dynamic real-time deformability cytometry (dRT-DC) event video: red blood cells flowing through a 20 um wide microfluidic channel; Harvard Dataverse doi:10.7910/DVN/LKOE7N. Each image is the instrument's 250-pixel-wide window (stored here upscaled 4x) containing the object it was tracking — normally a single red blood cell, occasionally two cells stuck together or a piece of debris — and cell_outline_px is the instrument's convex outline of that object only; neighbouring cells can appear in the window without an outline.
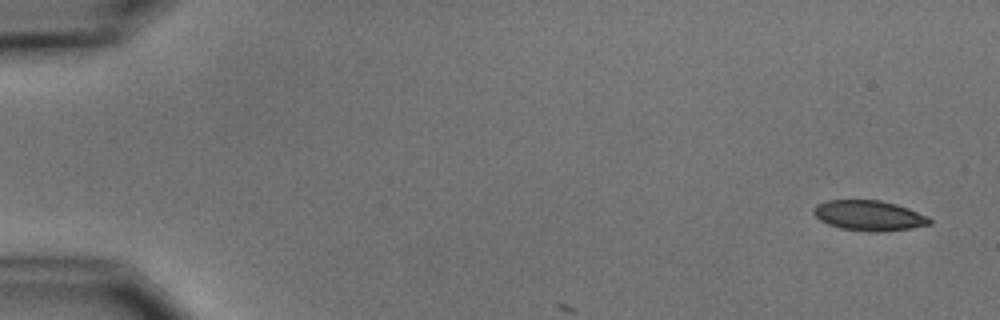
{"species": "common noctule bat (a hibernating species)", "species_latin": "Nyctalus noctula", "temperature_condition": "cold", "stored_images_in_passage": 3, "camera_frame_rate_fps": 3000, "um_per_image_px": 0.085, "animal": {"sex": "male", "body_mass_g": 15.6}, "frame": {"image": 1, "passage_image": 1, "time_ms": 0.0, "image_size_px": [1000, 320], "cell_outline_px": [[932, 224], [912, 228], [884, 232], [868, 232], [840, 228], [828, 224], [820, 220], [812, 212], [812, 208], [816, 204], [828, 200], [880, 200], [896, 204], [908, 208], [928, 216], [932, 220]], "centroid_in_image_um": [73.87, 18.33], "position_along_channel_um": 11.1, "area_um2": 20.69}}